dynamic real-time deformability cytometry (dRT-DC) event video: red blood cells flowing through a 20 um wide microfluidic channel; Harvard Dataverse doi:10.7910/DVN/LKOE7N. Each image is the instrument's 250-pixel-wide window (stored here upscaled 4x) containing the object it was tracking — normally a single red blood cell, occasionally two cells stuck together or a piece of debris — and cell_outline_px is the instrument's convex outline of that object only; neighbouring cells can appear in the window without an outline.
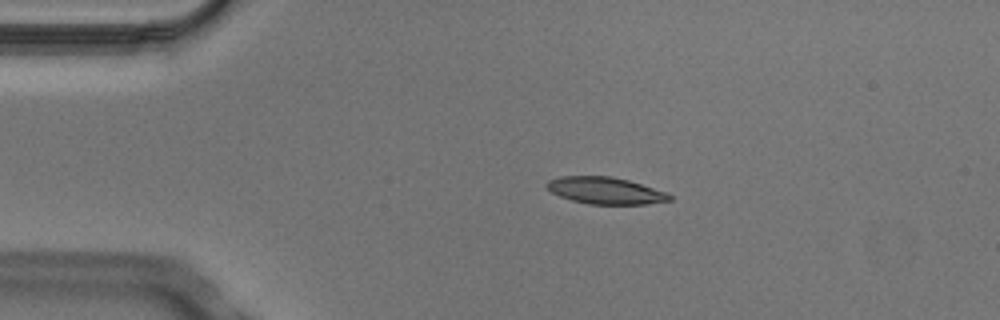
{"species": "Egyptian fruit bat (a non-hibernating species)", "species_latin": "Rousettus aegyptiacus", "temperature_condition": "cold", "stored_images_in_passage": 3, "camera_frame_rate_fps": 3000, "um_per_image_px": 0.085, "animal": {"sex": "male"}, "frame": {"image": 1, "passage_image": 2, "time_ms": 0.333, "image_size_px": [1000, 320], "cell_outline_px": [[672, 200], [648, 204], [588, 204], [572, 200], [560, 196], [552, 192], [544, 184], [548, 180], [560, 176], [612, 176], [628, 180], [668, 192], [672, 196]], "centroid_in_image_um": [51.48, 16.2], "position_along_channel_um": 33.5, "area_um2": 19.31}}